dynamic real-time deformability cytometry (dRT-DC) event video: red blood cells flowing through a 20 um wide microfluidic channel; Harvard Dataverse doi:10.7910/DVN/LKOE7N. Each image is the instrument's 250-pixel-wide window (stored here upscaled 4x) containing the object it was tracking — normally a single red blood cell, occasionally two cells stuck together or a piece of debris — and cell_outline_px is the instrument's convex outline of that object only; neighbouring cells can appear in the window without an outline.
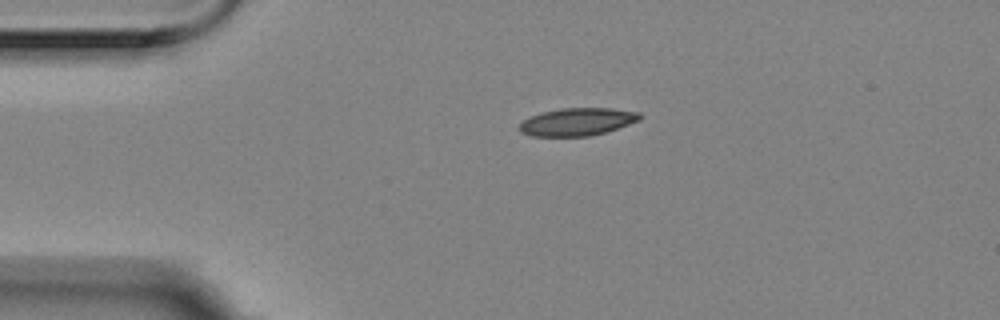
{"species": "Egyptian fruit bat (a non-hibernating species)", "species_latin": "Rousettus aegyptiacus", "temperature_condition": "room temperature", "stored_images_in_passage": 2, "camera_frame_rate_fps": 3000, "um_per_image_px": 0.085, "animal": {"sex": "female"}, "frame": {"image": 1, "passage_image": 1, "time_ms": 0.0, "image_size_px": [1000, 320], "cell_outline_px": [[640, 120], [604, 132], [588, 136], [532, 136], [520, 132], [520, 124], [528, 116], [540, 112], [560, 108], [612, 108], [640, 112]], "centroid_in_image_um": [49.03, 10.34], "position_along_channel_um": 36.0, "area_um2": 19.36}}